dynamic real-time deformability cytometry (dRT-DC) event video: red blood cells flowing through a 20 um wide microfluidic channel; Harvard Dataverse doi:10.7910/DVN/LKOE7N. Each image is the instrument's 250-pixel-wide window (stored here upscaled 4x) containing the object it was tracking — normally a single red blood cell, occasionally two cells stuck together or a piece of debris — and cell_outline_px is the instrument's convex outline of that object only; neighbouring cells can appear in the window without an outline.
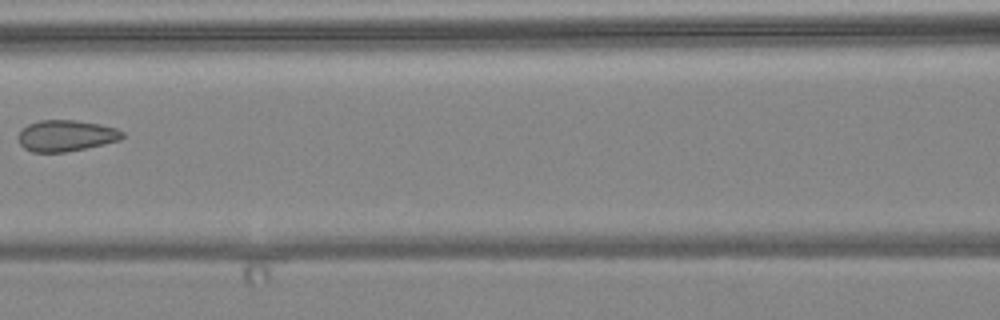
{"species": "common noctule bat (a hibernating species)", "species_latin": "Nyctalus noctula", "temperature_condition": "warm", "stored_images_in_passage": 6, "camera_frame_rate_fps": 3000, "um_per_image_px": 0.085, "animal": {"sex": "female", "body_mass_g": 24.6, "forearm_length_mm": 56.2}, "frame": {"image": 1, "passage_image": 6, "time_ms": 6.0, "image_size_px": [1000, 320], "cell_outline_px": [[124, 136], [120, 140], [104, 144], [64, 152], [32, 152], [24, 148], [20, 144], [16, 136], [28, 124], [40, 120], [76, 120], [100, 124], [116, 128], [124, 132]], "centroid_in_image_um": [5.6, 11.53], "position_along_channel_um": 161.0, "area_um2": 18.96}}